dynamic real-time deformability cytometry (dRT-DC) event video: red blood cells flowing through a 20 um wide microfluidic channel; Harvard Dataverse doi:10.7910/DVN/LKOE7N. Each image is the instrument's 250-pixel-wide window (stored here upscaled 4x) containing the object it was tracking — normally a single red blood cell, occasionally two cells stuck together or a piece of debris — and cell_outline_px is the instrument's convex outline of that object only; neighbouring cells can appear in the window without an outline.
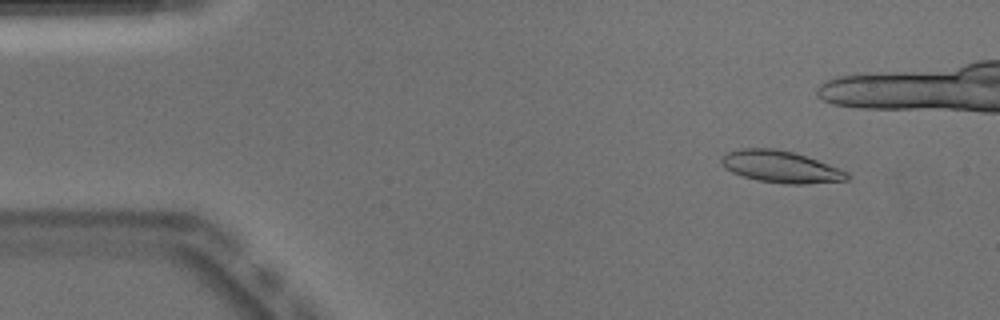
{"species": "Egyptian fruit bat (a non-hibernating species)", "species_latin": "Rousettus aegyptiacus", "temperature_condition": "warm", "stored_images_in_passage": 8, "camera_frame_rate_fps": 3000, "um_per_image_px": 0.085, "animal": {"sex": "male"}, "frame": {"image": 1, "passage_image": 1, "time_ms": 0.0, "image_size_px": [1000, 320], "cell_outline_px": [[852, 176], [848, 180], [808, 184], [784, 184], [756, 180], [732, 172], [720, 160], [720, 156], [728, 152], [740, 148], [776, 148], [792, 152], [828, 164], [848, 172]], "centroid_in_image_um": [66.38, 14.18], "position_along_channel_um": 18.6, "area_um2": 23.24}}